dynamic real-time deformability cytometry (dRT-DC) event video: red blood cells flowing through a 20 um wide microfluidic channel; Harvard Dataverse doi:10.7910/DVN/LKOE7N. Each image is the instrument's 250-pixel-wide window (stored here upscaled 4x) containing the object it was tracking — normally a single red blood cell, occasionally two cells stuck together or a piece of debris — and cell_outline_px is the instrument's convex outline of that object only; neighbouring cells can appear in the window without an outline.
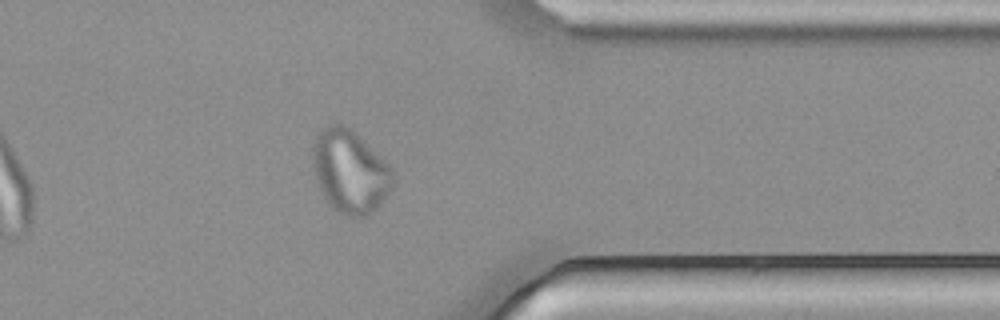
{"species": "common noctule bat (a hibernating species)", "species_latin": "Nyctalus noctula", "temperature_condition": "cold", "stored_images_in_passage": 38, "camera_frame_rate_fps": 3000, "um_per_image_px": 0.085, "animal": {"sex": "male", "body_mass_g": 21.5, "forearm_length_mm": 52.0}, "frame": {"image": 1, "passage_image": 33, "time_ms": 10.667, "image_size_px": [1000, 320], "cell_outline_px": [[396, 180], [392, 188], [380, 204], [372, 212], [364, 216], [348, 216], [332, 208], [328, 204], [316, 180], [312, 156], [312, 148], [316, 136], [320, 128], [328, 124], [340, 124], [348, 128], [380, 156], [392, 168]], "centroid_in_image_um": [29.74, 14.58], "position_along_channel_um": 381.7, "area_um2": 38.49}}